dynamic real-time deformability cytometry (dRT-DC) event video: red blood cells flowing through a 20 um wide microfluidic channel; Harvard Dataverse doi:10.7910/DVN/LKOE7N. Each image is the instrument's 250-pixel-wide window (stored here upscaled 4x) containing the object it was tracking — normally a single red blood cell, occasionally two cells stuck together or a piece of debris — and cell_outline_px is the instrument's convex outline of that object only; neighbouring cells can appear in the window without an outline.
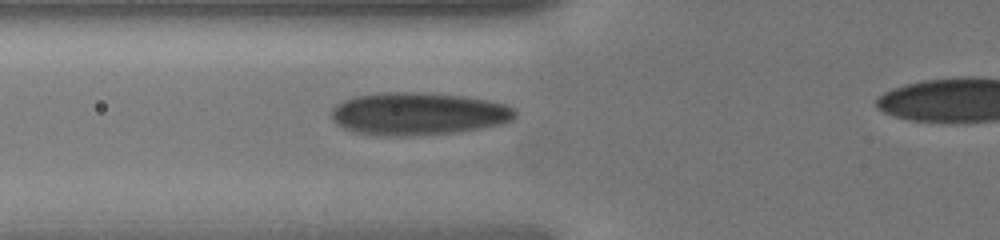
{"species": "human", "species_latin": "Homo sapiens", "temperature_condition": "cold", "stored_images_in_passage": 34, "camera_frame_rate_fps": 3000, "um_per_image_px": 0.085, "donor": {"sex": "male"}, "frame": {"image": 1, "passage_image": 12, "time_ms": 3.667, "image_size_px": [1000, 240], "cell_outline_px": [[516, 116], [512, 120], [500, 124], [480, 128], [456, 132], [404, 136], [352, 132], [336, 124], [332, 120], [332, 108], [336, 104], [344, 100], [356, 96], [380, 92], [416, 92], [464, 96], [488, 100], [504, 104], [516, 108]], "centroid_in_image_um": [35.55, 9.66], "position_along_channel_um": 90.3, "area_um2": 45.49}}
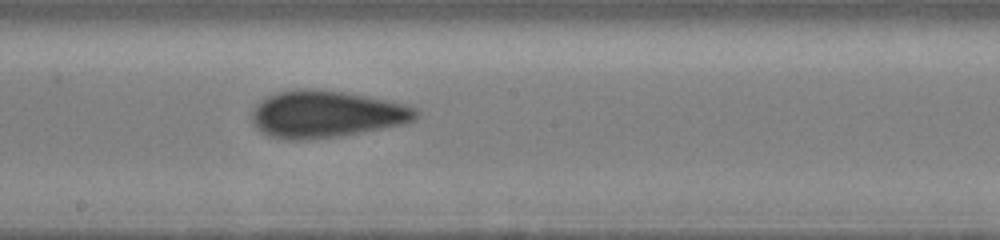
{"frame": {"image": 2, "passage_image": 20, "time_ms": 6.333, "image_size_px": [1000, 240], "cell_outline_px": [[420, 112], [416, 120], [404, 124], [340, 136], [296, 140], [288, 140], [272, 136], [256, 128], [252, 120], [252, 112], [256, 104], [260, 100], [276, 92], [304, 88], [316, 88], [344, 92], [388, 100], [404, 104], [416, 108]], "centroid_in_image_um": [27.75, 9.69], "position_along_channel_um": 220.5, "area_um2": 44.91}}
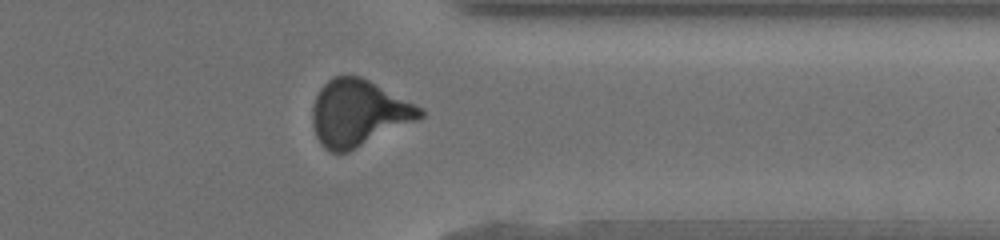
{"frame": {"image": 3, "passage_image": 30, "time_ms": 9.667, "image_size_px": [1000, 240], "cell_outline_px": [[424, 116], [420, 120], [348, 152], [332, 152], [324, 148], [320, 144], [316, 136], [312, 124], [312, 108], [316, 96], [320, 88], [328, 80], [336, 76], [360, 76], [424, 108]], "centroid_in_image_um": [30.49, 9.62], "position_along_channel_um": 380.9, "area_um2": 41.73}}